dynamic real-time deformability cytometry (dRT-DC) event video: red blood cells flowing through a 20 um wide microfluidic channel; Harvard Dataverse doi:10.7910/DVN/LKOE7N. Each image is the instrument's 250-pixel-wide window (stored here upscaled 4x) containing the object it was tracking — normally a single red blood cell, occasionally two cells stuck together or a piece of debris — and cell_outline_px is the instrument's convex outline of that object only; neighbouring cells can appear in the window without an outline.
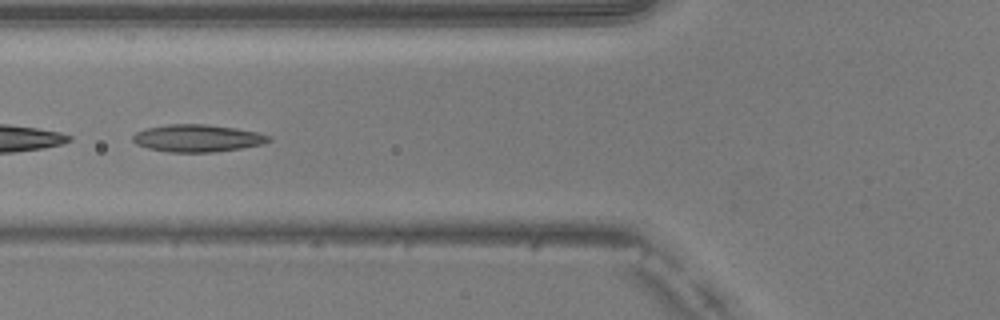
{"species": "common noctule bat (a hibernating species)", "species_latin": "Nyctalus noctula", "temperature_condition": "warm", "stored_images_in_passage": 50, "camera_frame_rate_fps": 3000, "um_per_image_px": 0.085, "animal": {"sex": "male", "body_mass_g": 20.5, "forearm_length_mm": 52.5}, "frame": {"image": 1, "passage_image": 20, "time_ms": 6.333, "image_size_px": [1000, 320], "cell_outline_px": [[272, 140], [264, 144], [240, 148], [212, 152], [168, 152], [148, 148], [136, 144], [132, 140], [132, 136], [136, 132], [144, 128], [168, 124], [204, 124], [236, 128], [256, 132], [272, 136]], "centroid_in_image_um": [16.77, 11.74], "position_along_channel_um": 109.0, "area_um2": 21.73}}
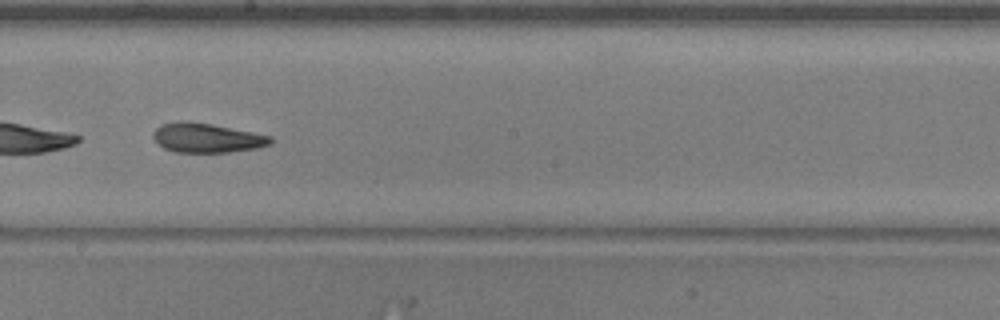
{"frame": {"image": 2, "passage_image": 29, "time_ms": 9.333, "image_size_px": [1000, 320], "cell_outline_px": [[272, 144], [260, 148], [228, 152], [176, 152], [164, 148], [152, 136], [152, 132], [160, 124], [176, 120], [184, 120], [212, 124], [272, 136]], "centroid_in_image_um": [17.58, 11.71], "position_along_channel_um": 230.6, "area_um2": 20.29}}
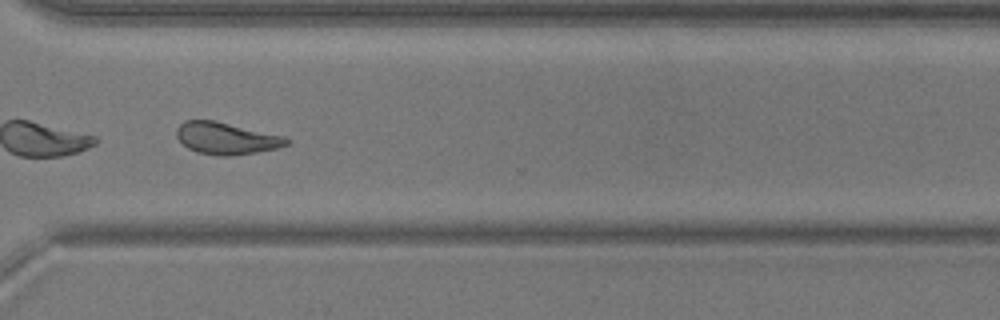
{"frame": {"image": 3, "passage_image": 38, "time_ms": 12.333, "image_size_px": [1000, 320], "cell_outline_px": [[292, 140], [288, 144], [276, 148], [256, 152], [228, 156], [220, 156], [196, 152], [188, 148], [176, 136], [176, 128], [184, 120], [216, 120], [284, 136]], "centroid_in_image_um": [19.23, 11.74], "position_along_channel_um": 351.4, "area_um2": 20.52}, "authors_computed_cell_mechanics": {"area_um2": 21.5305, "velocity_mm_per_s": 4.037, "shape_relaxation_time_tau1_ms": null, "shape_relaxation_time_tau2_ms": 2.7233, "deformation_change_tau1": null, "deformation_change_tau2": 0.1083}}